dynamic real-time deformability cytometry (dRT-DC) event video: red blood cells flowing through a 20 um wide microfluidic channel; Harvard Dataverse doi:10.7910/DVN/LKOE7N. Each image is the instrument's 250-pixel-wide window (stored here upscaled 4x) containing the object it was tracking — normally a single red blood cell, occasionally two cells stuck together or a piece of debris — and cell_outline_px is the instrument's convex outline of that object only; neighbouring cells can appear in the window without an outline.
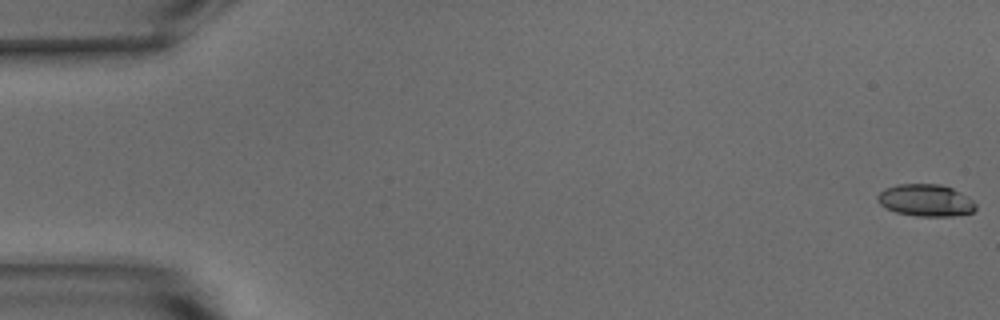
{"species": "common noctule bat (a hibernating species)", "species_latin": "Nyctalus noctula", "temperature_condition": "warm", "stored_images_in_passage": 54, "camera_frame_rate_fps": 3000, "um_per_image_px": 0.085, "animal": {"sex": "male", "body_mass_g": 15.6}, "frame": {"image": 1, "passage_image": 1, "time_ms": 0.0, "image_size_px": [1000, 320], "cell_outline_px": [[976, 208], [972, 212], [952, 216], [916, 216], [896, 212], [880, 204], [876, 200], [876, 196], [884, 188], [896, 184], [940, 184], [952, 188], [960, 192], [972, 200], [976, 204]], "centroid_in_image_um": [78.66, 17.02], "position_along_channel_um": 6.3, "area_um2": 18.32}}
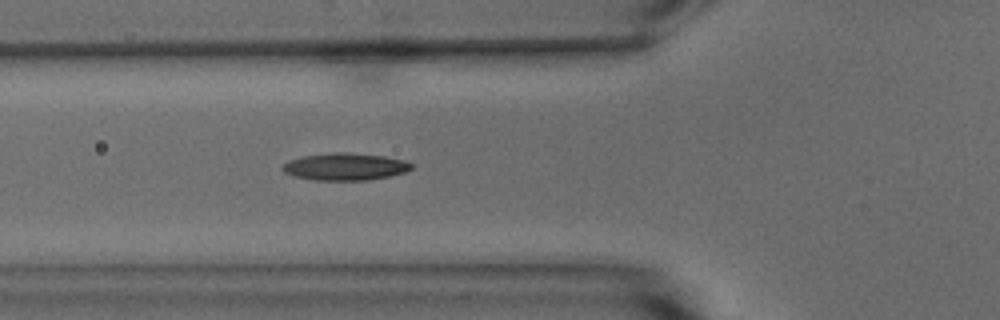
{"frame": {"image": 2, "passage_image": 20, "time_ms": 6.333, "image_size_px": [1000, 320], "cell_outline_px": [[412, 168], [404, 172], [388, 176], [368, 180], [316, 180], [296, 176], [284, 172], [280, 168], [288, 160], [304, 156], [332, 152], [348, 152], [384, 156], [404, 160], [412, 164]], "centroid_in_image_um": [29.32, 14.16], "position_along_channel_um": 96.5, "area_um2": 20.29}}
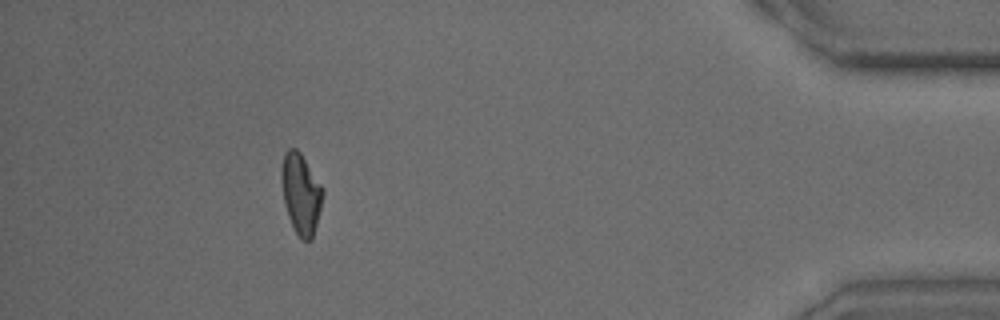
{"frame": {"image": 3, "passage_image": 49, "time_ms": 16.0, "image_size_px": [1000, 320], "cell_outline_px": [[324, 192], [312, 240], [304, 240], [296, 232], [288, 216], [284, 204], [280, 180], [280, 172], [284, 152], [288, 148], [296, 148], [300, 152], [324, 188]], "centroid_in_image_um": [25.56, 16.41], "position_along_channel_um": 409.6, "area_um2": 19.42}, "authors_computed_cell_mechanics": {"area_um2": 19.1896, "velocity_mm_per_s": 3.8105, "shape_relaxation_time_tau1_ms": null, "shape_relaxation_time_tau2_ms": 2.7422, "deformation_change_tau1": null, "deformation_change_tau2": 0.1032}}